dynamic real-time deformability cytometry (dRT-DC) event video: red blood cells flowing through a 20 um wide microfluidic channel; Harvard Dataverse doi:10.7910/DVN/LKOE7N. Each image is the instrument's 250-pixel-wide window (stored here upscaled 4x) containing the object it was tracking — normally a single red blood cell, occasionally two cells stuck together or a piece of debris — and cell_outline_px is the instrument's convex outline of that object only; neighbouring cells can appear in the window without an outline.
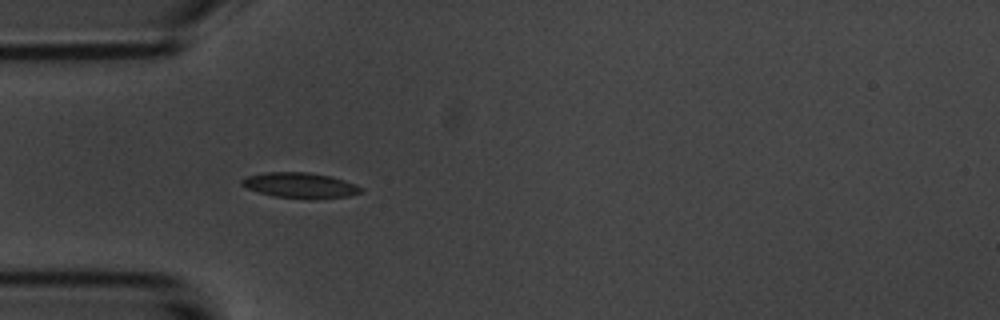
{"species": "common noctule bat (a hibernating species)", "species_latin": "Nyctalus noctula", "temperature_condition": "room temperature", "stored_images_in_passage": 5, "camera_frame_rate_fps": 3000, "um_per_image_px": 0.085, "animal": {"sex": "male", "body_mass_g": 20.1, "forearm_length_mm": 53.5}, "frame": {"image": 1, "passage_image": 5, "time_ms": 4.667, "image_size_px": [1000, 320], "cell_outline_px": [[364, 188], [360, 192], [348, 196], [316, 200], [272, 196], [248, 188], [240, 184], [240, 180], [244, 176], [264, 172], [308, 172], [332, 176], [356, 184]], "centroid_in_image_um": [25.51, 15.75], "position_along_channel_um": 59.5, "area_um2": 17.98}}